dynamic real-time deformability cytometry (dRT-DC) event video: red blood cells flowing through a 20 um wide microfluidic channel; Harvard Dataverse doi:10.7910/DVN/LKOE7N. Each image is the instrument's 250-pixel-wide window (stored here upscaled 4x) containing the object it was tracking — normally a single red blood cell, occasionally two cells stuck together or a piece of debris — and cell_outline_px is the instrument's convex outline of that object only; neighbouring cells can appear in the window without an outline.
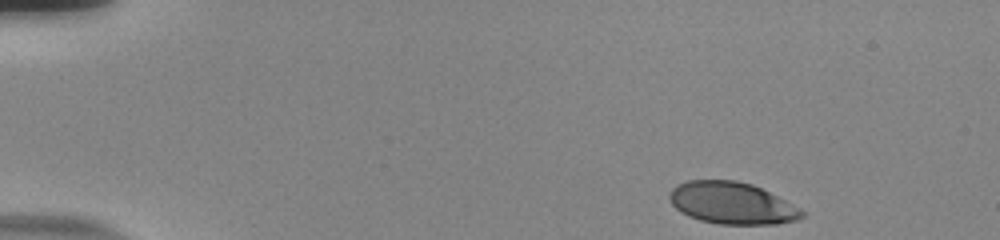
{"species": "human", "species_latin": "Homo sapiens", "temperature_condition": "room temperature", "stored_images_in_passage": 49, "camera_frame_rate_fps": 3000, "um_per_image_px": 0.085, "donor": {"sex": "male"}, "frame": {"image": 1, "passage_image": 1, "time_ms": 0.0, "image_size_px": [1000, 240], "cell_outline_px": [[808, 216], [796, 220], [776, 224], [720, 224], [700, 220], [688, 216], [680, 212], [672, 204], [668, 196], [672, 188], [676, 184], [688, 180], [736, 180], [752, 184], [800, 208]], "centroid_in_image_um": [62.2, 17.27], "position_along_channel_um": 22.8, "area_um2": 32.37}}
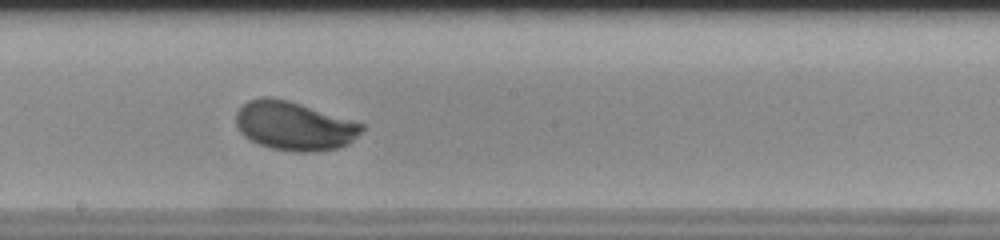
{"frame": {"image": 2, "passage_image": 26, "time_ms": 8.333, "image_size_px": [1000, 240], "cell_outline_px": [[364, 128], [348, 144], [340, 148], [308, 152], [296, 152], [272, 148], [260, 144], [244, 136], [236, 128], [236, 112], [248, 100], [260, 96], [272, 96], [288, 100], [364, 124]], "centroid_in_image_um": [24.97, 10.69], "position_along_channel_um": 223.2, "area_um2": 35.66}}
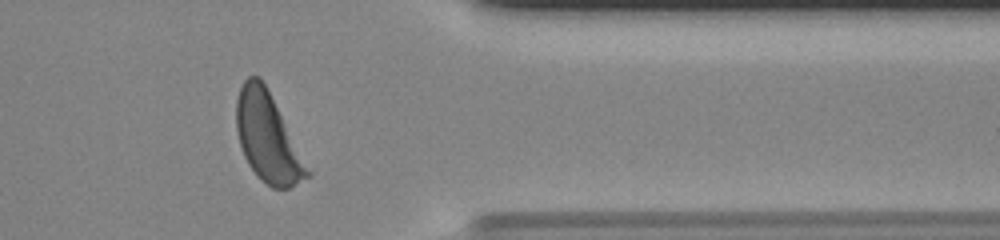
{"frame": {"image": 3, "passage_image": 40, "time_ms": 13.0, "image_size_px": [1000, 240], "cell_outline_px": [[312, 176], [288, 188], [272, 188], [260, 180], [256, 176], [248, 164], [244, 156], [240, 144], [236, 128], [236, 100], [240, 88], [244, 80], [248, 76], [260, 76], [312, 172]], "centroid_in_image_um": [22.75, 11.73], "position_along_channel_um": 388.7, "area_um2": 36.53}, "authors_computed_cell_mechanics": {"area_um2": 35.2002, "velocity_mm_per_s": 3.7587, "shape_relaxation_time_tau1_ms": 3.0487, "shape_relaxation_time_tau2_ms": null, "deformation_change_tau1": 0.1861, "deformation_change_tau2": null}}